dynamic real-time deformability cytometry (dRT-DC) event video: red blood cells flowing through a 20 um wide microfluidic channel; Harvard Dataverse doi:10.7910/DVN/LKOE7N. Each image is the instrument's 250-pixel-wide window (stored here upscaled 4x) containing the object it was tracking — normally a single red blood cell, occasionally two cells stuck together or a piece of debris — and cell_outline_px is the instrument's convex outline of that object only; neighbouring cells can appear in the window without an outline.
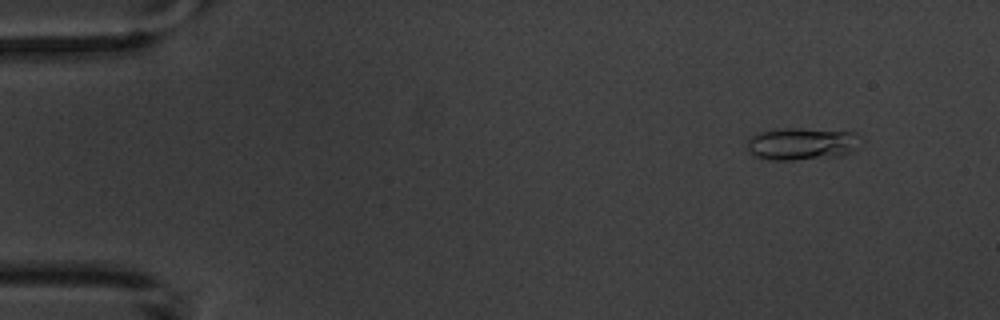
{"species": "common noctule bat (a hibernating species)", "species_latin": "Nyctalus noctula", "temperature_condition": "warm", "stored_images_in_passage": 5, "camera_frame_rate_fps": 3000, "um_per_image_px": 0.085, "animal": {"sex": "male", "body_mass_g": 20.1, "forearm_length_mm": 53.5}, "frame": {"image": 1, "passage_image": 2, "time_ms": 1.0, "image_size_px": [1000, 320], "cell_outline_px": [[860, 148], [852, 152], [836, 156], [792, 160], [772, 160], [752, 156], [748, 152], [748, 140], [752, 136], [760, 132], [780, 128], [800, 128], [856, 132]], "centroid_in_image_um": [68.14, 12.22], "position_along_channel_um": 16.9, "area_um2": 21.44}}